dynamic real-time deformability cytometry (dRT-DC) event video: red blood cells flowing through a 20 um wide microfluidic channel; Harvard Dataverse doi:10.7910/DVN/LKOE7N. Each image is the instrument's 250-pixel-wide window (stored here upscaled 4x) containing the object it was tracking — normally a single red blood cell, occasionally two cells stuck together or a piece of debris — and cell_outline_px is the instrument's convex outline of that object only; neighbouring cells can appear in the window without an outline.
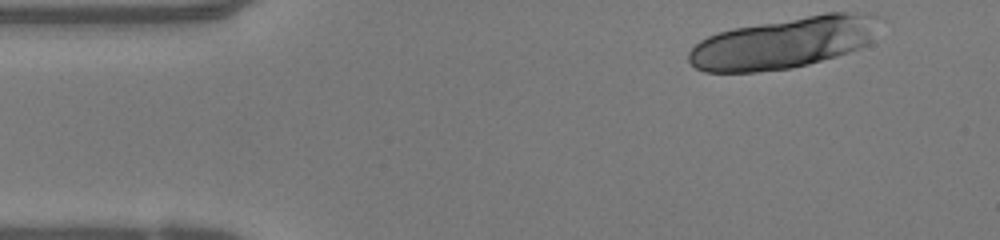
{"species": "human", "species_latin": "Homo sapiens", "temperature_condition": "warm", "stored_images_in_passage": 12, "camera_frame_rate_fps": 3000, "um_per_image_px": 0.085, "donor": {"sex": "female"}, "frame": {"image": 1, "passage_image": 1, "time_ms": 0.0, "image_size_px": [1000, 240], "cell_outline_px": [[884, 20], [868, 44], [860, 48], [836, 56], [808, 64], [792, 68], [756, 72], [704, 72], [696, 68], [688, 60], [688, 52], [700, 40], [716, 32], [732, 28], [824, 12], [856, 12], [880, 16]], "centroid_in_image_um": [66.66, 3.62], "position_along_channel_um": 18.3, "area_um2": 57.51}}